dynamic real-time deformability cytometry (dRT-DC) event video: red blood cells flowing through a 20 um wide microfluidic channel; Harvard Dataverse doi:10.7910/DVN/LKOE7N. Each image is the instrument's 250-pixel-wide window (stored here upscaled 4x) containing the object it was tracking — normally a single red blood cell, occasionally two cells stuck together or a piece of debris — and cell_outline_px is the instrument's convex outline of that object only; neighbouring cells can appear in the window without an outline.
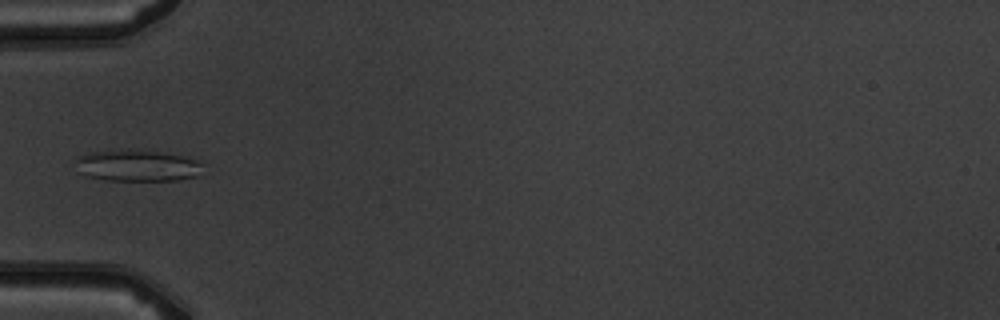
{"species": "common noctule bat (a hibernating species)", "species_latin": "Nyctalus noctula", "temperature_condition": "warm", "stored_images_in_passage": 7, "camera_frame_rate_fps": 3000, "um_per_image_px": 0.085, "animal": {"sex": "male", "body_mass_g": 19.5, "forearm_length_mm": 54.6}, "frame": {"image": 1, "passage_image": 6, "time_ms": 5.667, "image_size_px": [1000, 320], "cell_outline_px": [[204, 164], [200, 176], [176, 180], [108, 180], [88, 176], [80, 172], [76, 160], [76, 156], [108, 148], [128, 148], [188, 156]], "centroid_in_image_um": [11.7, 14.04], "position_along_channel_um": 73.3, "area_um2": 23.87}}
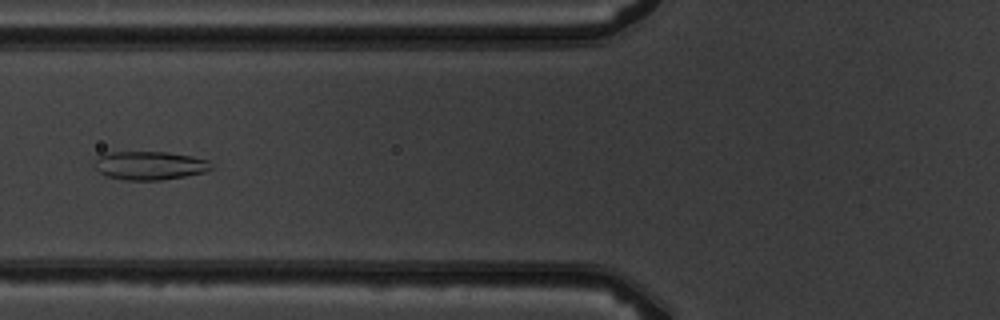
{"frame": {"image": 2, "passage_image": 7, "time_ms": 6.667, "image_size_px": [1000, 320], "cell_outline_px": [[216, 168], [204, 172], [184, 176], [160, 180], [128, 180], [108, 176], [100, 172], [92, 164], [104, 152], [168, 152], [192, 156], [208, 160]], "centroid_in_image_um": [12.76, 14.06], "position_along_channel_um": 113.0, "area_um2": 19.42}}